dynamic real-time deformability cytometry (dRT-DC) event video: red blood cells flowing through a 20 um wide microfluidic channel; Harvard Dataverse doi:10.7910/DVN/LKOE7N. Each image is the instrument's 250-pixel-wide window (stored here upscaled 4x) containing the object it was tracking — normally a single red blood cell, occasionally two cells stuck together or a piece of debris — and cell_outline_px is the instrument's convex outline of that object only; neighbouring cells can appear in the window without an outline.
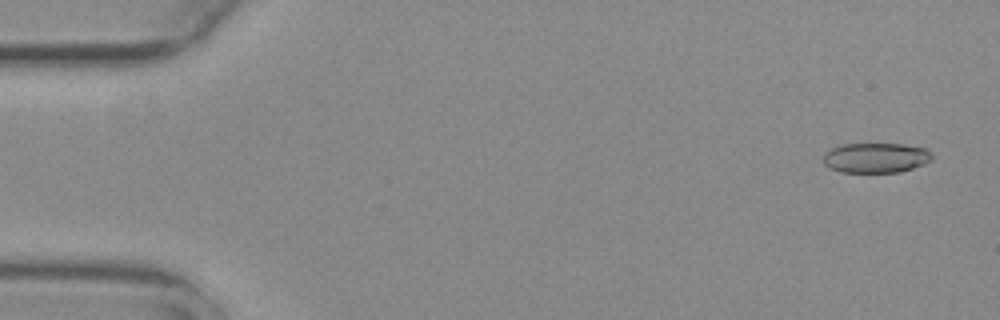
{"species": "common noctule bat (a hibernating species)", "species_latin": "Nyctalus noctula", "temperature_condition": "warm", "stored_images_in_passage": 51, "camera_frame_rate_fps": 3000, "um_per_image_px": 0.085, "animal": {"sex": "female", "body_mass_g": 29.2, "forearm_length_mm": 56.3}, "frame": {"image": 1, "passage_image": 3, "time_ms": 0.667, "image_size_px": [1000, 320], "cell_outline_px": [[932, 160], [924, 164], [900, 172], [840, 172], [824, 164], [824, 156], [832, 148], [840, 144], [904, 144], [924, 148], [932, 152]], "centroid_in_image_um": [74.48, 13.41], "position_along_channel_um": 10.5, "area_um2": 18.9}}
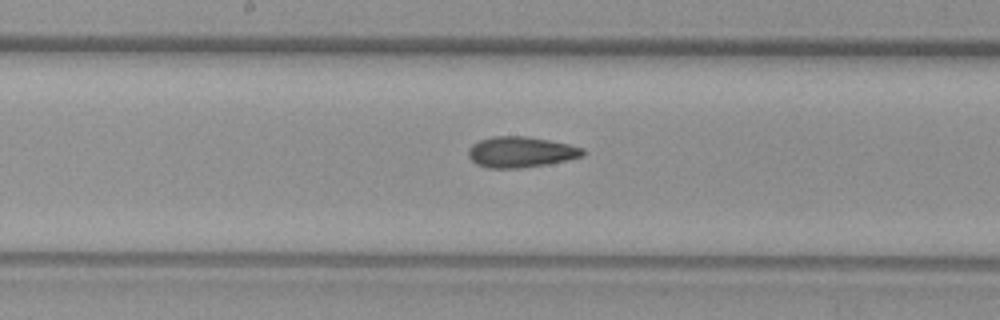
{"frame": {"image": 2, "passage_image": 29, "time_ms": 9.333, "image_size_px": [1000, 320], "cell_outline_px": [[584, 156], [568, 160], [548, 164], [520, 168], [488, 168], [476, 164], [468, 156], [468, 148], [472, 144], [480, 140], [492, 136], [528, 136], [568, 144], [584, 148]], "centroid_in_image_um": [44.26, 12.92], "position_along_channel_um": 203.9, "area_um2": 20.63}}
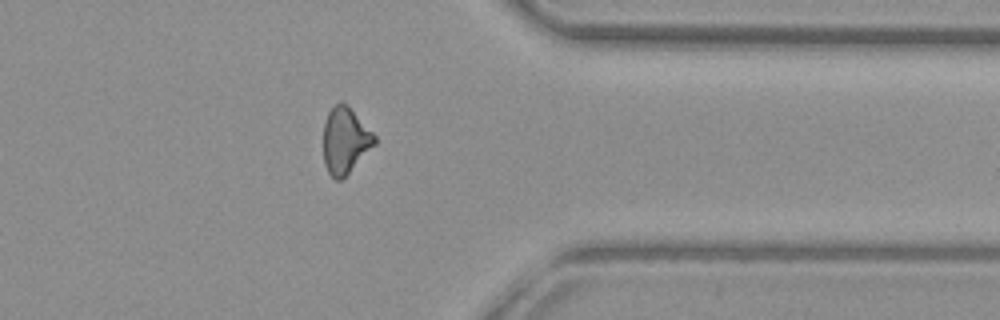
{"frame": {"image": 3, "passage_image": 44, "time_ms": 14.333, "image_size_px": [1000, 320], "cell_outline_px": [[376, 144], [340, 180], [336, 180], [328, 172], [324, 164], [324, 120], [328, 112], [340, 100], [348, 104], [376, 136]], "centroid_in_image_um": [29.34, 11.9], "position_along_channel_um": 382.1, "area_um2": 19.65}, "authors_computed_cell_mechanics": {"area_um2": 20.0566, "velocity_mm_per_s": 3.7937, "shape_relaxation_time_tau1_ms": null, "shape_relaxation_time_tau2_ms": 4.2322, "deformation_change_tau1": null, "deformation_change_tau2": 0.1272}}